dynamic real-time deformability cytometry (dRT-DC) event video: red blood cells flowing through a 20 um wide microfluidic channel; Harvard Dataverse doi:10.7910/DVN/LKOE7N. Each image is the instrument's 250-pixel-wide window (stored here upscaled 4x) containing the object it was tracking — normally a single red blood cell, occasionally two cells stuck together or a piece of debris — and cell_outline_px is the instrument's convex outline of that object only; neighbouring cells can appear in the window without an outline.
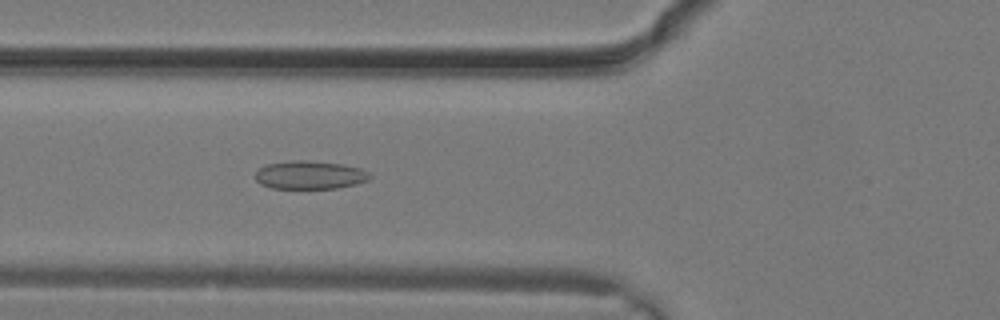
{"species": "common noctule bat (a hibernating species)", "species_latin": "Nyctalus noctula", "temperature_condition": "warm", "stored_images_in_passage": 6, "camera_frame_rate_fps": 3000, "um_per_image_px": 0.085, "animal": {"sex": "male", "body_mass_g": 19.2, "forearm_length_mm": 51.8}, "frame": {"image": 1, "passage_image": 6, "time_ms": 1.667, "image_size_px": [1000, 320], "cell_outline_px": [[372, 176], [368, 180], [356, 184], [336, 188], [272, 188], [260, 184], [256, 180], [256, 172], [264, 164], [292, 160], [308, 160], [340, 164], [360, 168], [368, 172]], "centroid_in_image_um": [26.32, 14.87], "position_along_channel_um": 99.5, "area_um2": 18.84}}